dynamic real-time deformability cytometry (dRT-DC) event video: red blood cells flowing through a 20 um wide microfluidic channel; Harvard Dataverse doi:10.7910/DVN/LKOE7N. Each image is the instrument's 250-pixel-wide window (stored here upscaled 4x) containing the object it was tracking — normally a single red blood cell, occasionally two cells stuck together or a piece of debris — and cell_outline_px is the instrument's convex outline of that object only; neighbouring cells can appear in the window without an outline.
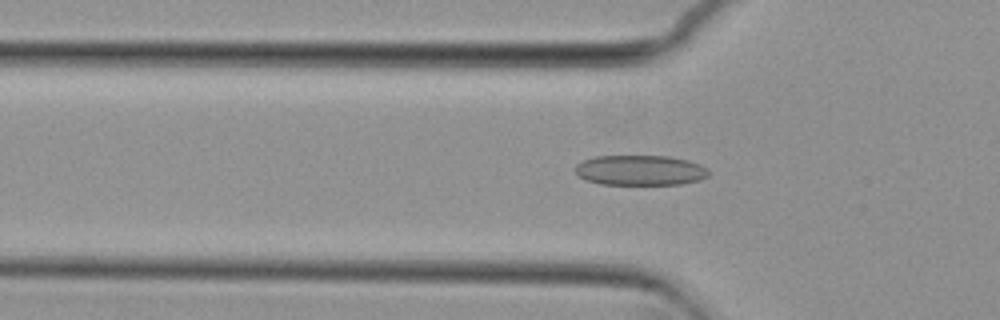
{"species": "common noctule bat (a hibernating species)", "species_latin": "Nyctalus noctula", "temperature_condition": "cold", "stored_images_in_passage": 40, "camera_frame_rate_fps": 3000, "um_per_image_px": 0.085, "animal": {"sex": "female", "body_mass_g": 29.2, "forearm_length_mm": 56.3}, "frame": {"image": 1, "passage_image": 6, "time_ms": 1.667, "image_size_px": [1000, 320], "cell_outline_px": [[708, 176], [700, 180], [680, 184], [600, 184], [588, 180], [580, 176], [576, 172], [576, 164], [584, 160], [596, 156], [668, 156], [688, 160], [700, 164], [708, 168]], "centroid_in_image_um": [54.45, 14.47], "position_along_channel_um": 71.3, "area_um2": 23.35}}
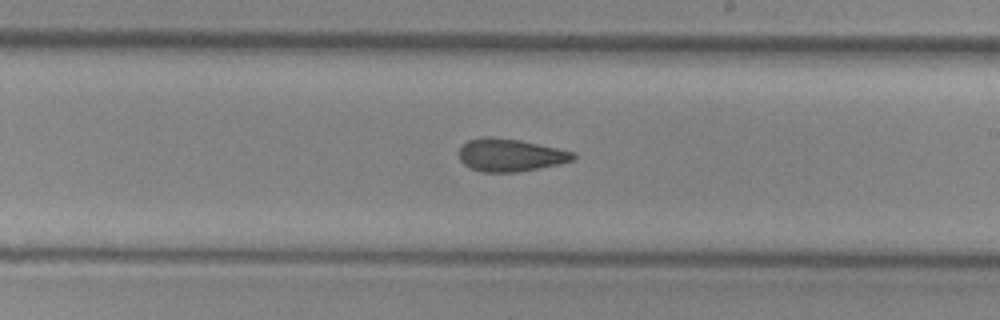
{"frame": {"image": 2, "passage_image": 20, "time_ms": 6.333, "image_size_px": [1000, 320], "cell_outline_px": [[576, 156], [572, 160], [560, 164], [520, 172], [480, 172], [464, 164], [460, 160], [460, 148], [468, 140], [484, 136], [488, 136], [520, 140], [556, 148], [572, 152]], "centroid_in_image_um": [43.36, 13.19], "position_along_channel_um": 245.6, "area_um2": 21.62}}
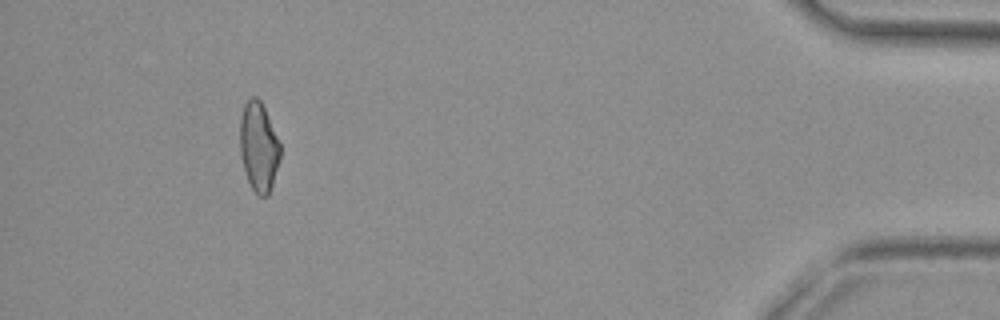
{"frame": {"image": 3, "passage_image": 39, "time_ms": 12.667, "image_size_px": [1000, 320], "cell_outline_px": [[280, 160], [268, 196], [256, 196], [248, 180], [240, 156], [240, 120], [244, 104], [252, 96], [256, 96], [260, 100], [264, 108], [280, 144]], "centroid_in_image_um": [21.98, 12.5], "position_along_channel_um": 413.2, "area_um2": 20.81}}